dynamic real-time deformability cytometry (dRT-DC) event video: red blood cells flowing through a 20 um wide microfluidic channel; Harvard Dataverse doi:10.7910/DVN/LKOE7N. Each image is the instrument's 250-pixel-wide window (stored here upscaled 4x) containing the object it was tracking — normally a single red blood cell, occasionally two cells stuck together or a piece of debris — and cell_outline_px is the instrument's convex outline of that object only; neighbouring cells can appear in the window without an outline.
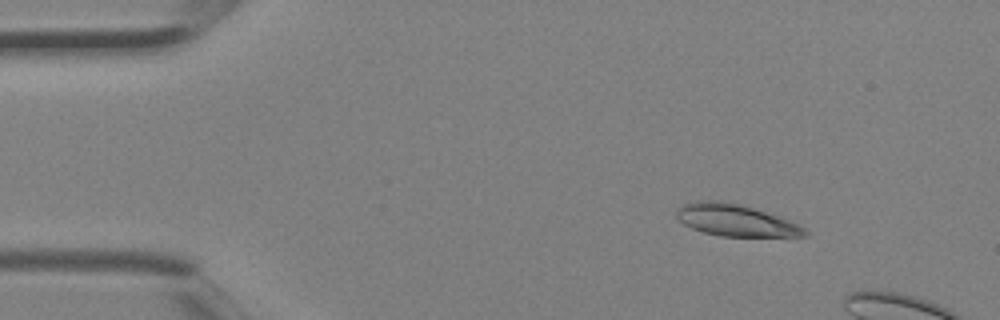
{"species": "Egyptian fruit bat (a non-hibernating species)", "species_latin": "Rousettus aegyptiacus", "temperature_condition": "room temperature", "stored_images_in_passage": 2, "camera_frame_rate_fps": 3000, "um_per_image_px": 0.085, "animal": {"sex": "female"}, "frame": {"image": 1, "passage_image": 1, "time_ms": 0.0, "image_size_px": [1000, 320], "cell_outline_px": [[808, 236], [720, 236], [704, 232], [692, 228], [684, 224], [676, 216], [676, 212], [684, 204], [692, 200], [724, 200], [740, 204], [780, 216], [804, 228], [808, 232]], "centroid_in_image_um": [62.51, 18.7], "position_along_channel_um": 22.5, "area_um2": 23.7}}